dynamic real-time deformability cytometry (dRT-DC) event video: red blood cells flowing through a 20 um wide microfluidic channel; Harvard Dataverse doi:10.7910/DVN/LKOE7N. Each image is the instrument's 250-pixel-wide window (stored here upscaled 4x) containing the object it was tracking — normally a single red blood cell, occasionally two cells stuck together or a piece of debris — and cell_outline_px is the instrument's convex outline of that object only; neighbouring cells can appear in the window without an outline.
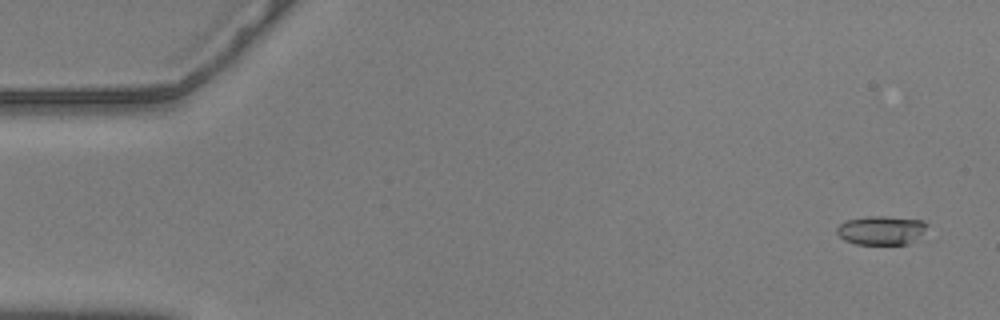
{"species": "common noctule bat (a hibernating species)", "species_latin": "Nyctalus noctula", "temperature_condition": "warm", "stored_images_in_passage": 56, "camera_frame_rate_fps": 3000, "um_per_image_px": 0.085, "animal": {"sex": "male", "body_mass_g": 20.5, "forearm_length_mm": 52.5}, "frame": {"image": 1, "passage_image": 2, "time_ms": 0.333, "image_size_px": [1000, 320], "cell_outline_px": [[928, 224], [908, 244], [856, 244], [844, 240], [836, 232], [836, 228], [844, 220], [868, 216], [884, 216], [924, 220]], "centroid_in_image_um": [74.83, 19.55], "position_along_channel_um": 10.2, "area_um2": 14.97}}
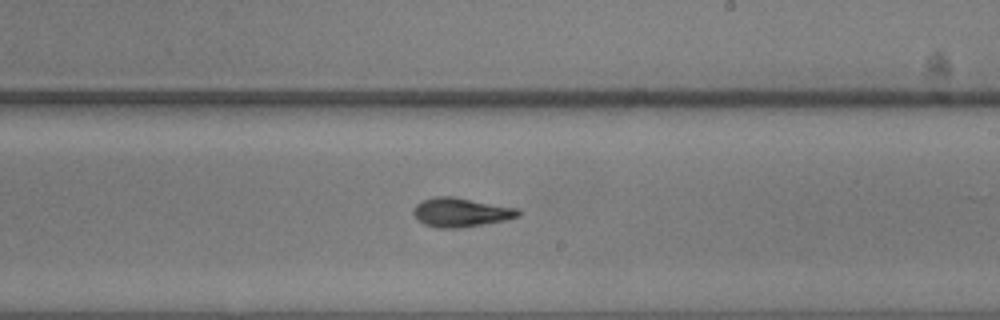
{"frame": {"image": 2, "passage_image": 33, "time_ms": 10.667, "image_size_px": [1000, 320], "cell_outline_px": [[520, 216], [504, 220], [460, 228], [436, 228], [424, 224], [412, 212], [416, 204], [420, 200], [432, 196], [452, 196], [520, 208]], "centroid_in_image_um": [39.17, 18.03], "position_along_channel_um": 249.8, "area_um2": 17.86}}
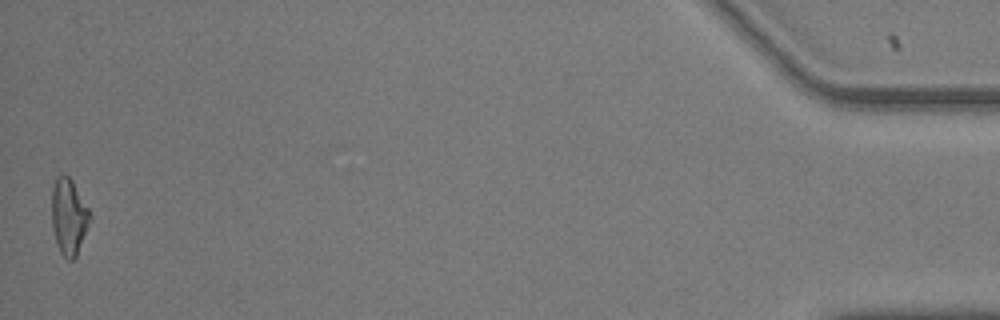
{"frame": {"image": 3, "passage_image": 56, "time_ms": 18.333, "image_size_px": [1000, 320], "cell_outline_px": [[92, 216], [76, 256], [72, 260], [68, 260], [60, 252], [56, 240], [52, 224], [52, 188], [56, 176], [68, 176], [72, 180], [88, 208]], "centroid_in_image_um": [5.85, 18.4], "position_along_channel_um": 429.4, "area_um2": 16.65}, "authors_computed_cell_mechanics": {"area_um2": 16.8198, "velocity_mm_per_s": 3.5913, "shape_relaxation_time_tau1_ms": 6.1653, "shape_relaxation_time_tau2_ms": 3.4288, "deformation_change_tau1": 0.1845, "deformation_change_tau2": 0.108}}